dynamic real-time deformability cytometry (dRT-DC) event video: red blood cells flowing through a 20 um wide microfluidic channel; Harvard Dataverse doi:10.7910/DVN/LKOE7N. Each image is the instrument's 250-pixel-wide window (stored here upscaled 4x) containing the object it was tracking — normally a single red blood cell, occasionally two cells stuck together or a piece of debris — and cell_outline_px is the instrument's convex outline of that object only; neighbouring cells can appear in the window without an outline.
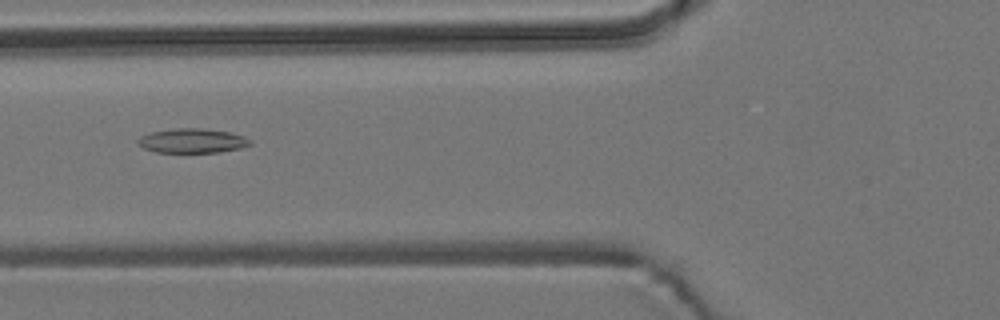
{"species": "common noctule bat (a hibernating species)", "species_latin": "Nyctalus noctula", "temperature_condition": "room temperature", "stored_images_in_passage": 40, "camera_frame_rate_fps": 3000, "um_per_image_px": 0.085, "animal": {"sex": "male", "body_mass_g": 19.2, "forearm_length_mm": 51.8}, "frame": {"image": 1, "passage_image": 9, "time_ms": 2.667, "image_size_px": [1000, 320], "cell_outline_px": [[252, 144], [240, 148], [220, 152], [156, 152], [144, 148], [136, 144], [136, 140], [140, 136], [152, 132], [176, 128], [204, 128], [232, 132], [244, 136], [252, 140]], "centroid_in_image_um": [16.36, 11.96], "position_along_channel_um": 109.4, "area_um2": 16.13}}
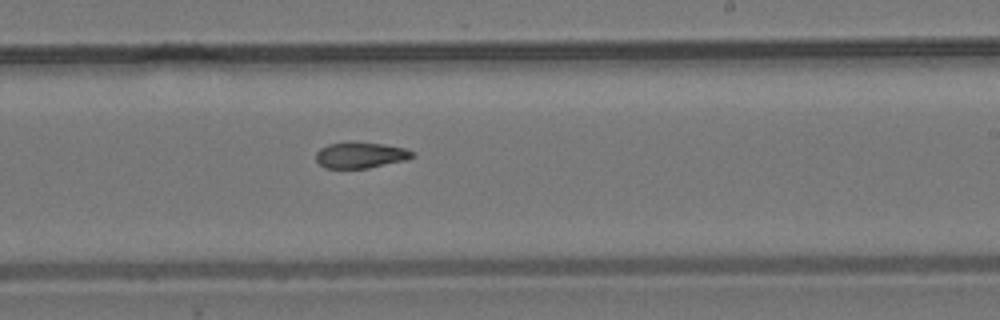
{"frame": {"image": 2, "passage_image": 21, "time_ms": 6.667, "image_size_px": [1000, 320], "cell_outline_px": [[416, 156], [408, 160], [368, 168], [324, 168], [316, 160], [316, 152], [320, 148], [328, 144], [348, 140], [384, 144], [404, 148], [416, 152]], "centroid_in_image_um": [30.67, 13.16], "position_along_channel_um": 258.3, "area_um2": 15.09}}
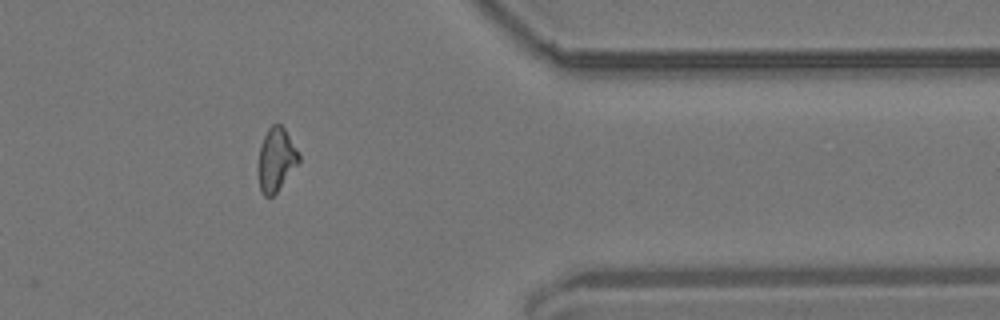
{"frame": {"image": 3, "passage_image": 33, "time_ms": 10.667, "image_size_px": [1000, 320], "cell_outline_px": [[300, 160], [276, 192], [272, 196], [264, 196], [260, 188], [256, 168], [260, 144], [268, 128], [272, 124], [280, 124], [284, 128], [300, 152]], "centroid_in_image_um": [23.44, 13.54], "position_along_channel_um": 388.0, "area_um2": 15.14}, "authors_computed_cell_mechanics": {"area_um2": 15.2881, "velocity_mm_per_s": 3.7211, "shape_relaxation_time_tau1_ms": null, "shape_relaxation_time_tau2_ms": 10.7859, "deformation_change_tau1": null, "deformation_change_tau2": 0.2059}}